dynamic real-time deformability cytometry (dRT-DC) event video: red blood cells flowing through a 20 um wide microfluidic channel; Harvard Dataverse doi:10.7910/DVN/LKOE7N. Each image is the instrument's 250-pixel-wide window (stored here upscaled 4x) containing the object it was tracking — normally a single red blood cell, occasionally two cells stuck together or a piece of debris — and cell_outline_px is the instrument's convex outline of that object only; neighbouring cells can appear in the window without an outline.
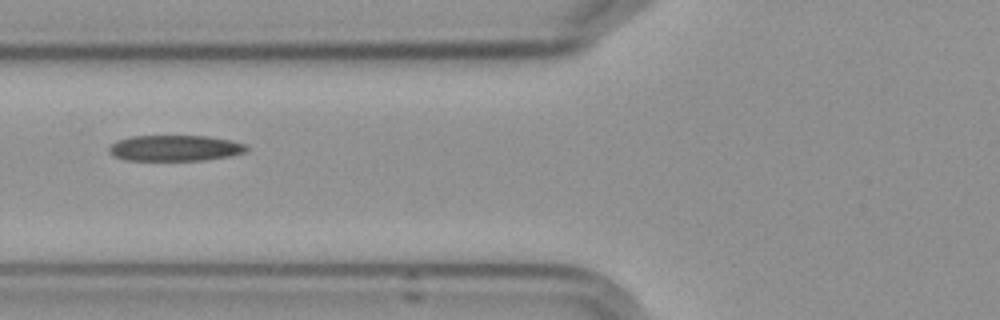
{"species": "Egyptian fruit bat (a non-hibernating species)", "species_latin": "Rousettus aegyptiacus", "temperature_condition": "cold", "stored_images_in_passage": 8, "camera_frame_rate_fps": 3000, "um_per_image_px": 0.085, "frame": {"image": 1, "passage_image": 6, "time_ms": 6.667, "image_size_px": [1000, 320], "cell_outline_px": [[248, 152], [228, 156], [204, 160], [124, 160], [112, 156], [108, 152], [108, 148], [116, 140], [132, 136], [208, 136], [232, 140], [248, 144]], "centroid_in_image_um": [14.88, 12.58], "position_along_channel_um": 110.9, "area_um2": 20.98}}
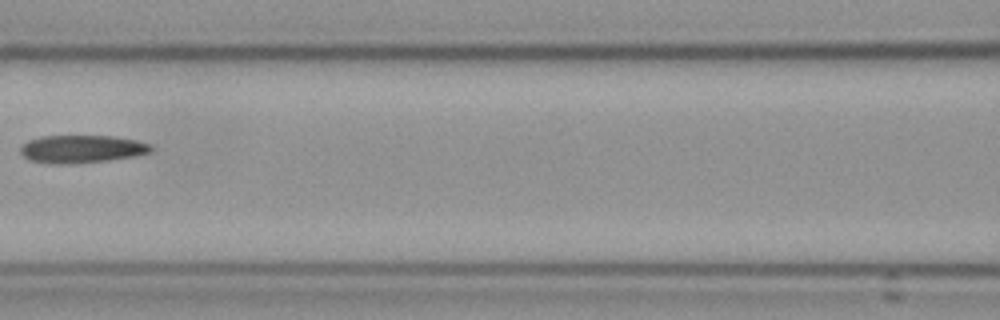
{"frame": {"image": 2, "passage_image": 7, "time_ms": 8.0, "image_size_px": [1000, 320], "cell_outline_px": [[152, 152], [136, 156], [108, 160], [64, 164], [52, 164], [28, 160], [20, 152], [20, 148], [28, 140], [40, 136], [112, 136], [136, 140], [152, 144]], "centroid_in_image_um": [6.95, 12.66], "position_along_channel_um": 159.6, "area_um2": 21.21}}